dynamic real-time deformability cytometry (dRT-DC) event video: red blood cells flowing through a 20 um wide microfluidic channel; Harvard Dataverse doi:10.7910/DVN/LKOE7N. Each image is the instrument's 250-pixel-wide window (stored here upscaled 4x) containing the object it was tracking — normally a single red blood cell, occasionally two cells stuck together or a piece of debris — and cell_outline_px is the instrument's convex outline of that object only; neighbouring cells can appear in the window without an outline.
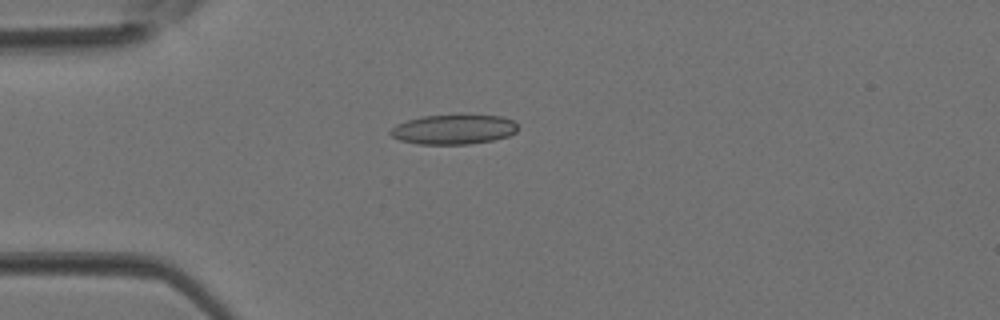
{"species": "Egyptian fruit bat (a non-hibernating species)", "species_latin": "Rousettus aegyptiacus", "temperature_condition": "room temperature", "stored_images_in_passage": 1, "camera_frame_rate_fps": 3000, "um_per_image_px": 0.085, "animal": {"sex": "female"}, "frame": {"image": 1, "passage_image": 1, "time_ms": 0.0, "image_size_px": [1000, 320], "cell_outline_px": [[516, 132], [508, 136], [492, 140], [468, 144], [416, 144], [400, 140], [392, 136], [388, 132], [396, 124], [420, 116], [460, 112], [504, 116], [516, 120]], "centroid_in_image_um": [38.58, 10.94], "position_along_channel_um": 46.4, "area_um2": 23.06}}